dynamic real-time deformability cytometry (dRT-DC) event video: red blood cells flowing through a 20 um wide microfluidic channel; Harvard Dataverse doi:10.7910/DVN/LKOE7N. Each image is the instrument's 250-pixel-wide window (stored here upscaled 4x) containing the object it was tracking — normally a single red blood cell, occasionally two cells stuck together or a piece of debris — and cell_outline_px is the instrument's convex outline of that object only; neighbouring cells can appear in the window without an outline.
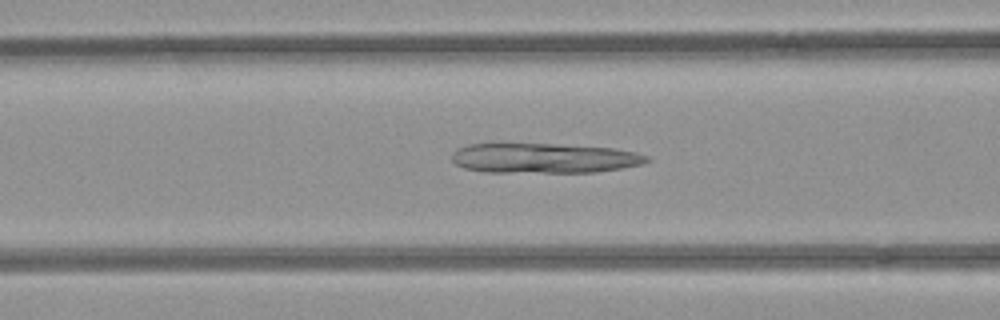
{"species": "common noctule bat (a hibernating species)", "species_latin": "Nyctalus noctula", "temperature_condition": "room temperature", "stored_images_in_passage": 44, "camera_frame_rate_fps": 3000, "um_per_image_px": 0.085, "animal": {"sex": "female", "body_mass_g": 21.9}, "frame": {"image": 1, "passage_image": 13, "time_ms": 4.0, "image_size_px": [1000, 320], "cell_outline_px": [[652, 160], [644, 164], [596, 172], [484, 172], [464, 168], [456, 164], [452, 160], [452, 152], [456, 148], [468, 144], [492, 140], [500, 140], [616, 148], [636, 152], [652, 156]], "centroid_in_image_um": [46.17, 13.39], "position_along_channel_um": 120.4, "area_um2": 35.78}}
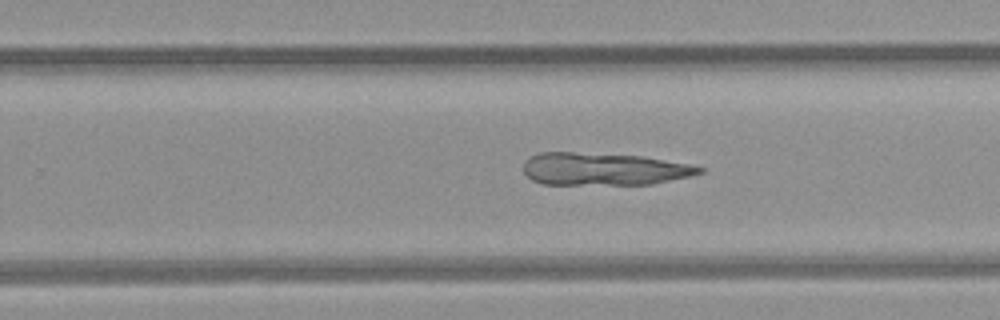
{"frame": {"image": 2, "passage_image": 25, "time_ms": 8.0, "image_size_px": [1000, 320], "cell_outline_px": [[704, 172], [692, 176], [652, 184], [540, 184], [532, 180], [524, 172], [524, 160], [540, 152], [572, 152], [640, 156], [688, 164], [704, 168]], "centroid_in_image_um": [51.3, 14.37], "position_along_channel_um": 278.5, "area_um2": 33.18}}
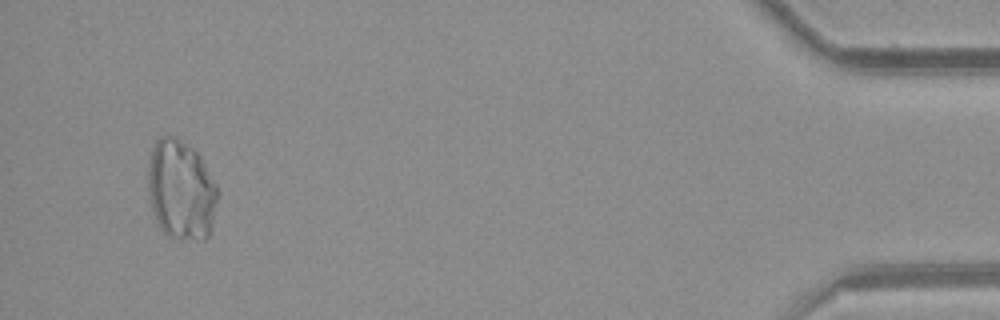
{"frame": {"image": 3, "passage_image": 42, "time_ms": 13.667, "image_size_px": [1000, 320], "cell_outline_px": [[220, 192], [208, 236], [204, 240], [196, 240], [168, 236], [156, 224], [148, 196], [148, 160], [152, 148], [156, 140], [160, 136], [176, 136], [192, 148], [200, 156], [216, 184]], "centroid_in_image_um": [15.37, 16.14], "position_along_channel_um": 419.8, "area_um2": 40.92}}